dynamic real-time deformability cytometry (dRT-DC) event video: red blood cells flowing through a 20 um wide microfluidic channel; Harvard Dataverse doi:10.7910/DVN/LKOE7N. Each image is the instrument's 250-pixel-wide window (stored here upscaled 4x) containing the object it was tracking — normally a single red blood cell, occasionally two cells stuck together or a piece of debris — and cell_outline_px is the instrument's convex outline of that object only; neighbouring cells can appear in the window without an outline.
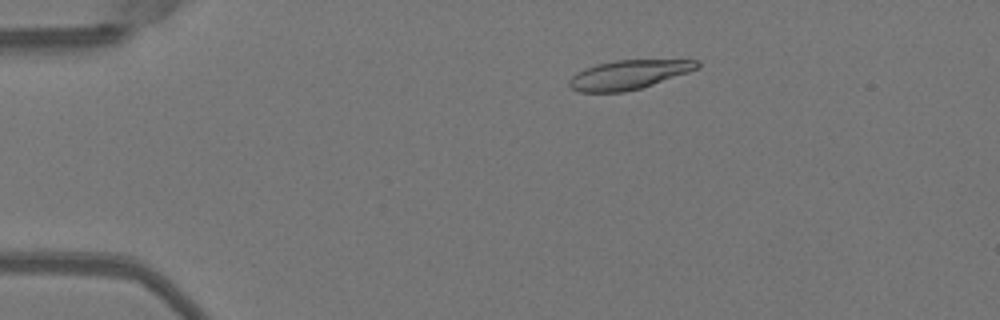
{"species": "Egyptian fruit bat (a non-hibernating species)", "species_latin": "Rousettus aegyptiacus", "temperature_condition": "warm", "stored_images_in_passage": 51, "camera_frame_rate_fps": 3000, "um_per_image_px": 0.085, "animal": {"sex": "female"}, "frame": {"image": 1, "passage_image": 10, "time_ms": 3.0, "image_size_px": [1000, 320], "cell_outline_px": [[700, 68], [640, 88], [624, 92], [580, 92], [572, 88], [568, 84], [568, 80], [572, 76], [596, 64], [616, 60], [700, 60]], "centroid_in_image_um": [53.45, 6.35], "position_along_channel_um": 31.6, "area_um2": 21.39}}
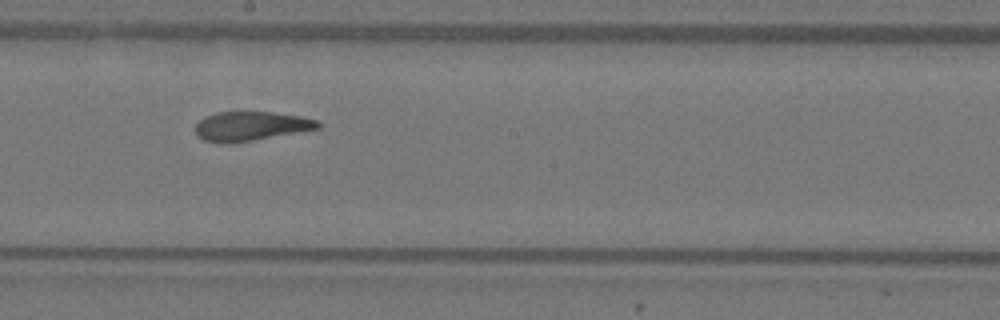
{"frame": {"image": 2, "passage_image": 29, "time_ms": 9.333, "image_size_px": [1000, 320], "cell_outline_px": [[320, 128], [252, 140], [224, 144], [220, 144], [204, 140], [196, 136], [196, 124], [204, 116], [216, 112], [272, 112], [300, 116], [316, 120], [320, 124]], "centroid_in_image_um": [21.26, 10.72], "position_along_channel_um": 226.9, "area_um2": 20.75}}
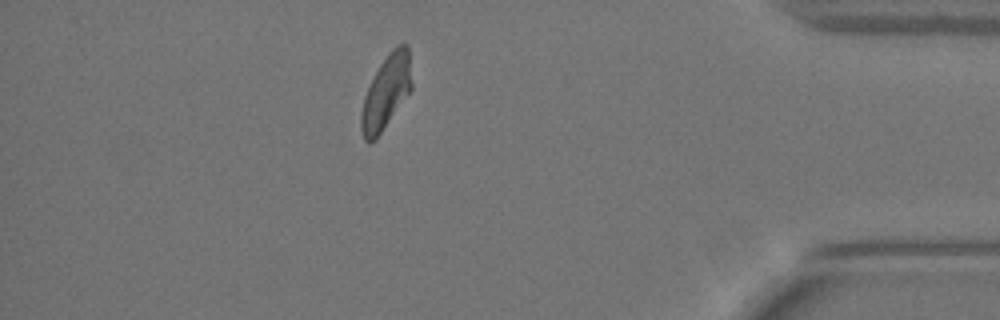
{"frame": {"image": 3, "passage_image": 45, "time_ms": 14.667, "image_size_px": [1000, 320], "cell_outline_px": [[412, 88], [376, 140], [368, 144], [364, 140], [360, 128], [360, 112], [364, 96], [380, 64], [392, 48], [404, 40], [408, 44], [412, 84]], "centroid_in_image_um": [32.81, 7.84], "position_along_channel_um": 402.4, "area_um2": 21.85}, "authors_computed_cell_mechanics": {"area_um2": 22.0218, "velocity_mm_per_s": 4.0177, "shape_relaxation_time_tau1_ms": 7.2709, "shape_relaxation_time_tau2_ms": 0.9891, "deformation_change_tau1": 0.2325, "deformation_change_tau2": 0.0788}}